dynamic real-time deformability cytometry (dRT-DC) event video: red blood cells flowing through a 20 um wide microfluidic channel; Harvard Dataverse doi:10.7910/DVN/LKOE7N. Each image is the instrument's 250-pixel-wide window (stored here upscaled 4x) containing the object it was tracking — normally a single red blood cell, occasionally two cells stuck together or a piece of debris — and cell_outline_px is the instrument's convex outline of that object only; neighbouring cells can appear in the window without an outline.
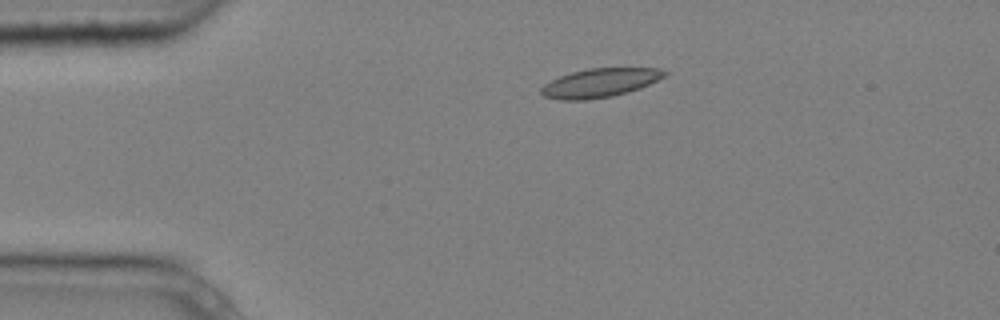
{"species": "common noctule bat (a hibernating species)", "species_latin": "Nyctalus noctula", "temperature_condition": "cold", "stored_images_in_passage": 6, "camera_frame_rate_fps": 3000, "um_per_image_px": 0.085, "animal": {"sex": "male", "body_mass_g": 20.4}, "frame": {"image": 1, "passage_image": 6, "time_ms": 1.667, "image_size_px": [1000, 320], "cell_outline_px": [[668, 72], [664, 76], [640, 88], [628, 92], [612, 96], [588, 100], [560, 100], [544, 96], [540, 92], [540, 88], [544, 84], [560, 76], [572, 72], [588, 68], [660, 68]], "centroid_in_image_um": [50.97, 7.04], "position_along_channel_um": 34.0, "area_um2": 20.63}}